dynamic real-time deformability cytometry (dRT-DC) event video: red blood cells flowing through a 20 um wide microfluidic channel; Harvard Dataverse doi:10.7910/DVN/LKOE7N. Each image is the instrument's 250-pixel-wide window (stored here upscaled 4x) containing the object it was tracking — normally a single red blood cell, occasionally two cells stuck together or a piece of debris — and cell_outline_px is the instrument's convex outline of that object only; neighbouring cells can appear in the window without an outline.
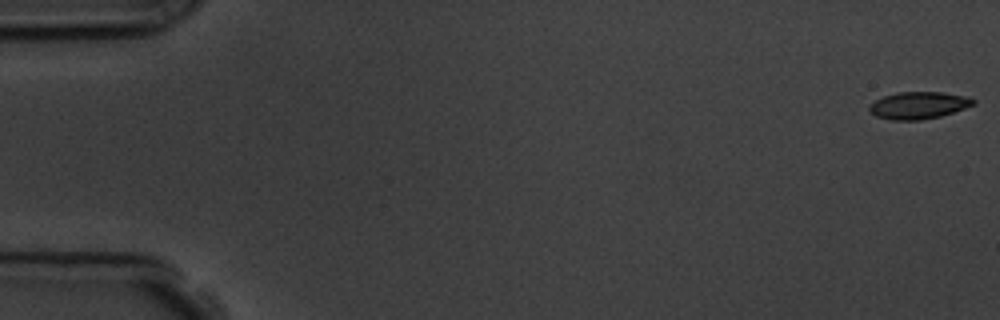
{"species": "common noctule bat (a hibernating species)", "species_latin": "Nyctalus noctula", "temperature_condition": "room temperature", "stored_images_in_passage": 57, "camera_frame_rate_fps": 3000, "um_per_image_px": 0.085, "animal": {"sex": "male", "body_mass_g": 19.5, "forearm_length_mm": 54.6}, "frame": {"image": 1, "passage_image": 1, "time_ms": 0.0, "image_size_px": [1000, 320], "cell_outline_px": [[976, 104], [940, 116], [920, 120], [892, 120], [876, 116], [868, 108], [868, 104], [884, 96], [896, 92], [940, 92], [968, 96], [976, 100]], "centroid_in_image_um": [78.08, 8.94], "position_along_channel_um": 6.9, "area_um2": 16.42}}
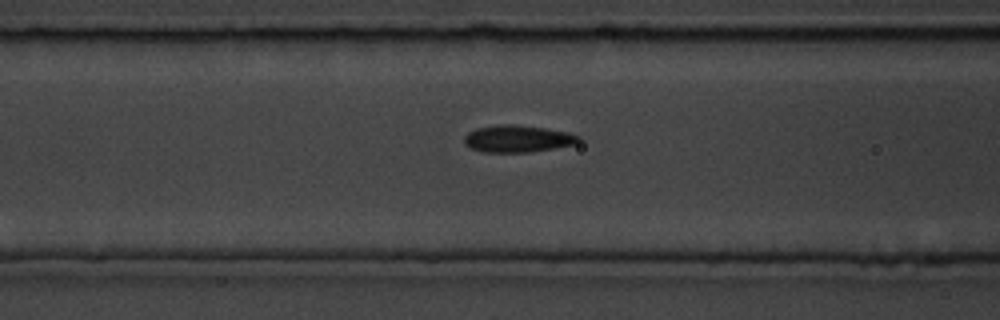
{"frame": {"image": 2, "passage_image": 23, "time_ms": 7.333, "image_size_px": [1000, 320], "cell_outline_px": [[580, 140], [576, 144], [528, 152], [484, 152], [472, 148], [464, 144], [464, 136], [468, 132], [476, 128], [496, 124], [512, 124], [544, 128], [568, 132], [580, 136]], "centroid_in_image_um": [43.97, 11.78], "position_along_channel_um": 122.6, "area_um2": 17.98}}
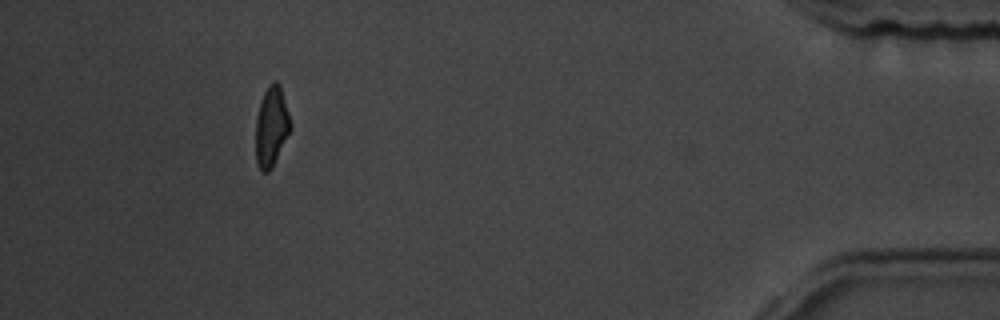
{"frame": {"image": 3, "passage_image": 52, "time_ms": 17.0, "image_size_px": [1000, 320], "cell_outline_px": [[292, 128], [272, 168], [268, 172], [264, 172], [260, 168], [256, 160], [256, 116], [260, 100], [268, 84], [272, 80], [276, 80], [280, 84], [292, 124]], "centroid_in_image_um": [23.08, 10.71], "position_along_channel_um": 412.1, "area_um2": 16.42}, "authors_computed_cell_mechanics": {"area_um2": 17.051, "velocity_mm_per_s": 3.6344, "shape_relaxation_time_tau1_ms": 2.929, "shape_relaxation_time_tau2_ms": 1.8382, "deformation_change_tau1": 0.115, "deformation_change_tau2": 0.0686}}